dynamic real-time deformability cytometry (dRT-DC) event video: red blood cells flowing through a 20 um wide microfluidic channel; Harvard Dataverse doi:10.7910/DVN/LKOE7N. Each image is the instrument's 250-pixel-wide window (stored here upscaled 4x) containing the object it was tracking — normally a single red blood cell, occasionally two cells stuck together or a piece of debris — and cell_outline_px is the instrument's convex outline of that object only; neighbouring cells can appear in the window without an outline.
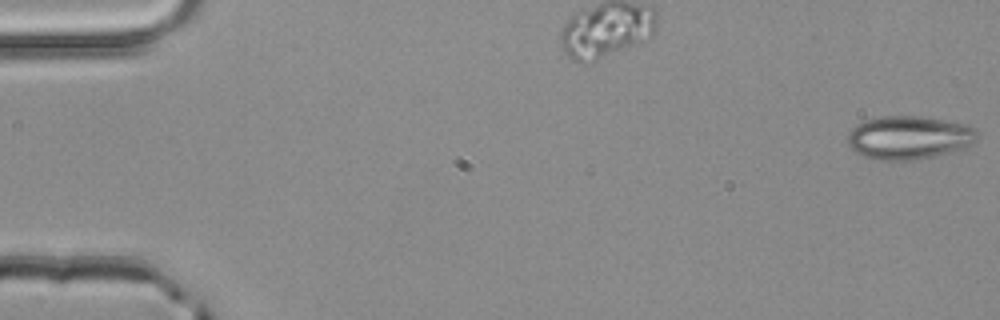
{"species": "common noctule bat (a hibernating species)", "species_latin": "Nyctalus noctula", "temperature_condition": "room temperature", "stored_images_in_passage": 51, "camera_frame_rate_fps": 3000, "um_per_image_px": 0.085, "animal": {"sex": "male", "body_mass_g": 20.4}, "frame": {"image": 1, "passage_image": 1, "time_ms": 0.0, "image_size_px": [1000, 320], "cell_outline_px": [[980, 136], [972, 144], [964, 148], [936, 156], [916, 160], [872, 160], [856, 152], [848, 144], [848, 132], [856, 124], [864, 120], [884, 116], [920, 116], [944, 120], [964, 124], [976, 128]], "centroid_in_image_um": [77.27, 11.7], "position_along_channel_um": 7.7, "area_um2": 33.06}}
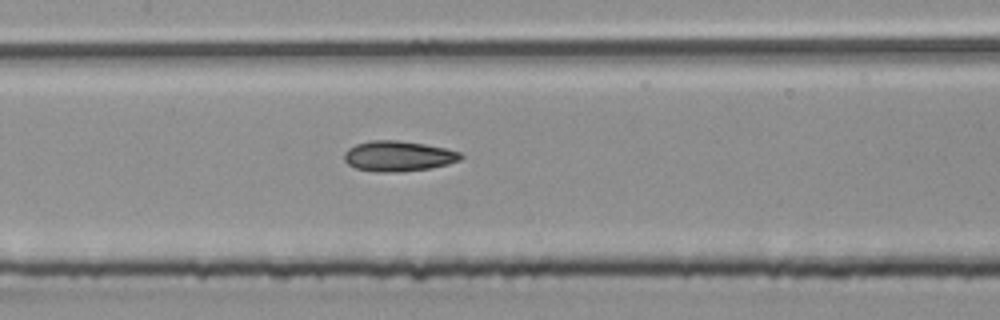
{"frame": {"image": 2, "passage_image": 25, "time_ms": 8.0, "image_size_px": [1000, 320], "cell_outline_px": [[464, 156], [460, 160], [448, 164], [428, 168], [400, 172], [376, 172], [356, 168], [348, 164], [344, 160], [344, 152], [348, 148], [356, 144], [368, 140], [396, 140], [424, 144], [444, 148], [460, 152]], "centroid_in_image_um": [33.83, 13.27], "position_along_channel_um": 173.6, "area_um2": 20.63}}
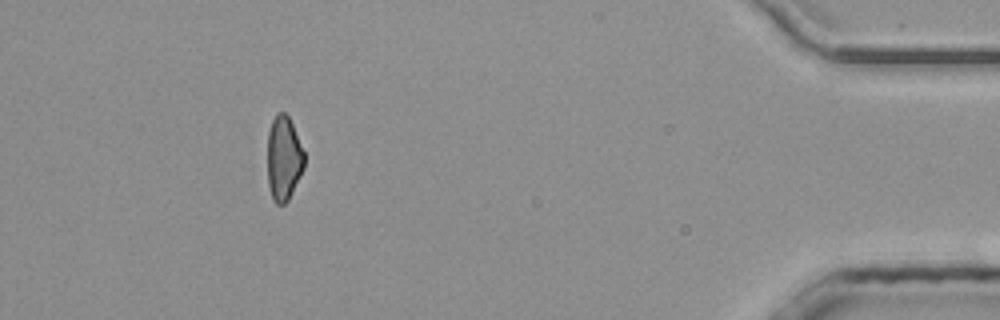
{"frame": {"image": 3, "passage_image": 47, "time_ms": 15.333, "image_size_px": [1000, 320], "cell_outline_px": [[304, 168], [288, 200], [284, 204], [276, 204], [272, 200], [268, 184], [268, 132], [272, 120], [276, 112], [284, 112], [288, 116], [292, 124], [304, 152]], "centroid_in_image_um": [24.1, 13.46], "position_along_channel_um": 411.1, "area_um2": 18.09}, "authors_computed_cell_mechanics": {"area_um2": 20.0566, "velocity_mm_per_s": 4.0908, "shape_relaxation_time_tau1_ms": null, "shape_relaxation_time_tau2_ms": 3.4533, "deformation_change_tau1": null, "deformation_change_tau2": 0.1021}}